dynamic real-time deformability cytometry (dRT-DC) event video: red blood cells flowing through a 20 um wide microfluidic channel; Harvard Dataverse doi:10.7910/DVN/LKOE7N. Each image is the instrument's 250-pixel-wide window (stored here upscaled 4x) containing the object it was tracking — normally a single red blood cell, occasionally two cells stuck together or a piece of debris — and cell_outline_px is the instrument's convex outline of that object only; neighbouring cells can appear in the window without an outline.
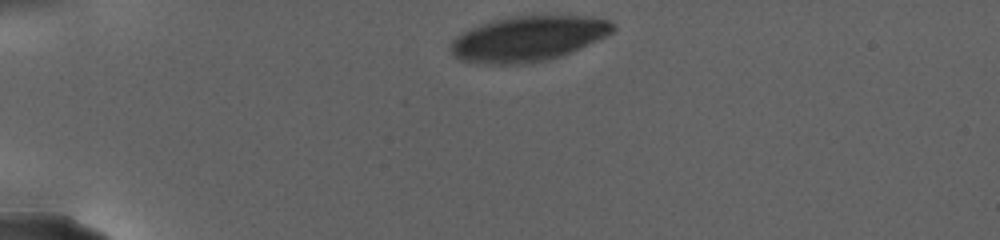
{"species": "human", "species_latin": "Homo sapiens", "temperature_condition": "warm", "stored_images_in_passage": 21, "camera_frame_rate_fps": 3000, "um_per_image_px": 0.085, "donor": {"sex": "female"}, "frame": {"image": 1, "passage_image": 1, "time_ms": 0.0, "image_size_px": [1000, 240], "cell_outline_px": [[616, 28], [612, 32], [580, 48], [560, 56], [544, 60], [520, 64], [484, 64], [460, 60], [448, 48], [452, 40], [456, 36], [480, 24], [492, 20], [512, 16], [592, 16], [608, 20], [616, 24]], "centroid_in_image_um": [44.87, 3.28], "position_along_channel_um": 40.1, "area_um2": 42.48}}
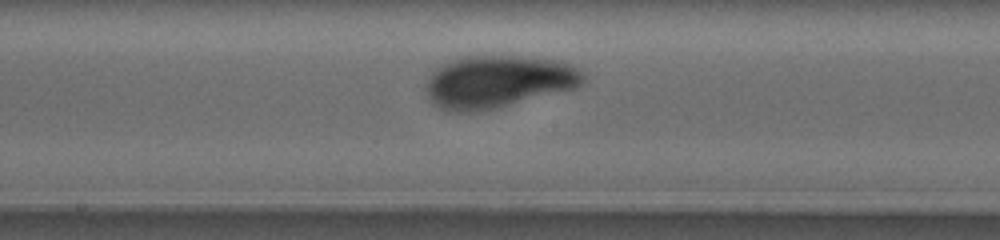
{"frame": {"image": 2, "passage_image": 12, "time_ms": 9.0, "image_size_px": [1000, 240], "cell_outline_px": [[584, 80], [576, 88], [496, 108], [472, 112], [456, 112], [440, 108], [432, 104], [428, 96], [428, 80], [432, 72], [436, 68], [448, 60], [464, 56], [528, 56], [560, 60], [572, 64], [584, 72]], "centroid_in_image_um": [42.37, 6.92], "position_along_channel_um": 205.8, "area_um2": 48.21}}
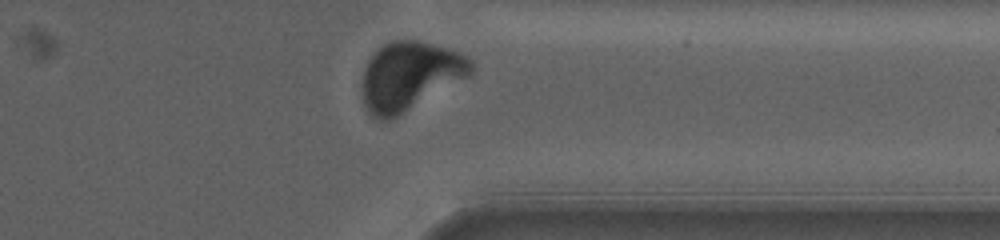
{"frame": {"image": 3, "passage_image": 21, "time_ms": 16.0, "image_size_px": [1000, 240], "cell_outline_px": [[476, 68], [468, 76], [396, 116], [388, 120], [380, 120], [372, 116], [368, 112], [364, 104], [364, 68], [368, 60], [384, 44], [392, 40], [416, 40], [432, 44], [456, 52], [472, 60]], "centroid_in_image_um": [34.82, 6.44], "position_along_channel_um": 376.6, "area_um2": 42.37}, "authors_computed_cell_mechanics": {"area_um2": 47.1648, "velocity_mm_per_s": 2.4516, "shape_relaxation_time_tau1_ms": 3.5512, "shape_relaxation_time_tau2_ms": 1.455, "deformation_change_tau1": 0.1548, "deformation_change_tau2": 0.0449}}